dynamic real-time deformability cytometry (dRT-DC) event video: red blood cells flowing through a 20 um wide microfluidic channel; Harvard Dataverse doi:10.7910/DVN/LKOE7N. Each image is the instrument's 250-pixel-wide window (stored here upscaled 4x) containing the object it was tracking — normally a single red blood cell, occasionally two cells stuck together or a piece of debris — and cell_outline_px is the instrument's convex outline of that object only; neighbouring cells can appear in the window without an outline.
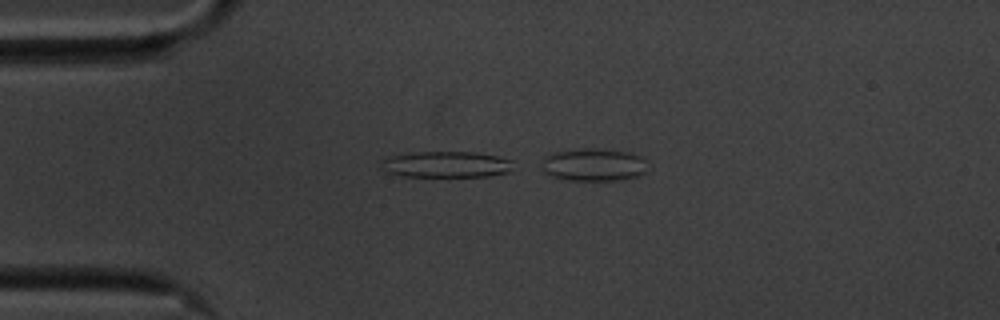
{"species": "common noctule bat (a hibernating species)", "species_latin": "Nyctalus noctula", "temperature_condition": "cold", "stored_images_in_passage": 5, "segment_of_instrument_passage": [1, 2], "camera_frame_rate_fps": 3000, "um_per_image_px": 0.085, "animal": {"sex": "male", "body_mass_g": 20.1, "forearm_length_mm": 53.5}, "frame": {"image": 1, "passage_image": 3, "time_ms": 0.667, "image_size_px": [1000, 320], "cell_outline_px": [[512, 168], [508, 172], [488, 176], [400, 176], [388, 172], [380, 168], [384, 160], [392, 156], [416, 152], [476, 152], [496, 156], [512, 160]], "centroid_in_image_um": [37.95, 13.98], "position_along_channel_um": 47.1, "area_um2": 19.88}}